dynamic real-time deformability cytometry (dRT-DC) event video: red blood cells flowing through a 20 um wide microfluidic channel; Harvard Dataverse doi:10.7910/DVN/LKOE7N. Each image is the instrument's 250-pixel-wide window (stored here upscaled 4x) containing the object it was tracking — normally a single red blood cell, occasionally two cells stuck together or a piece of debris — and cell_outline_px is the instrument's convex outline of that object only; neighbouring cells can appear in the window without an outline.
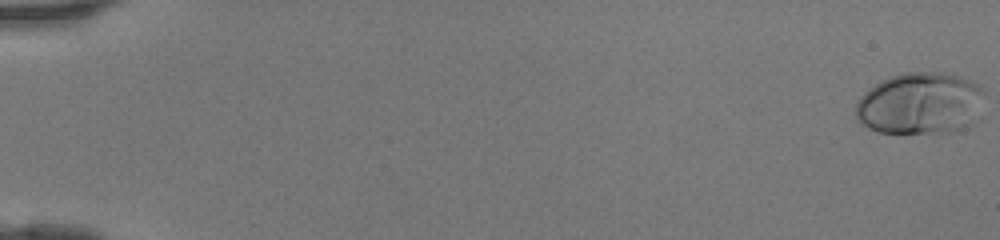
{"species": "human", "species_latin": "Homo sapiens", "temperature_condition": "room temperature", "stored_images_in_passage": 47, "camera_frame_rate_fps": 3000, "um_per_image_px": 0.085, "donor": {"sex": "female"}, "frame": {"image": 1, "passage_image": 1, "time_ms": 0.0, "image_size_px": [1000, 240], "cell_outline_px": [[984, 92], [964, 124], [952, 132], [876, 132], [860, 124], [856, 116], [856, 104], [860, 96], [864, 92], [876, 84], [900, 72], [952, 72], [972, 80], [984, 88]], "centroid_in_image_um": [78.1, 8.74], "position_along_channel_um": 6.9, "area_um2": 45.37}}
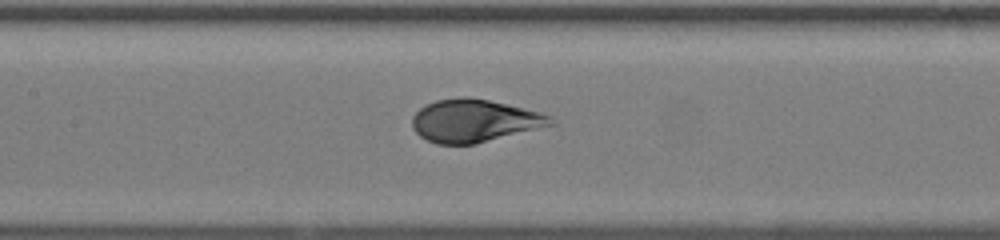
{"frame": {"image": 2, "passage_image": 24, "time_ms": 7.667, "image_size_px": [1000, 240], "cell_outline_px": [[556, 124], [476, 144], [436, 144], [420, 136], [412, 128], [412, 116], [420, 108], [436, 100], [460, 96], [468, 96], [488, 100], [552, 116]], "centroid_in_image_um": [40.29, 10.27], "position_along_channel_um": 167.1, "area_um2": 34.28}}
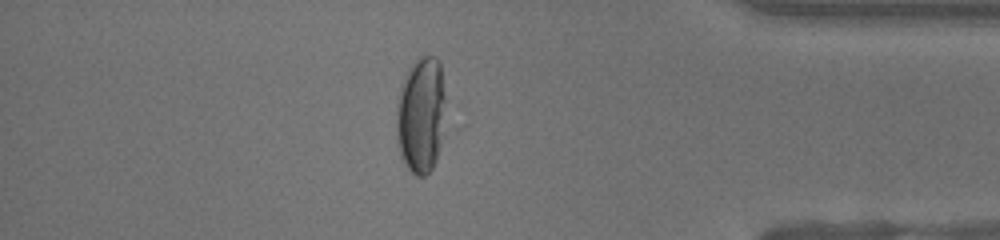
{"frame": {"image": 3, "passage_image": 41, "time_ms": 13.333, "image_size_px": [1000, 240], "cell_outline_px": [[448, 128], [436, 160], [432, 168], [424, 176], [416, 176], [404, 164], [400, 156], [396, 140], [396, 104], [400, 84], [404, 72], [420, 56], [436, 56], [440, 60], [448, 104]], "centroid_in_image_um": [35.84, 9.75], "position_along_channel_um": 399.4, "area_um2": 35.72}}